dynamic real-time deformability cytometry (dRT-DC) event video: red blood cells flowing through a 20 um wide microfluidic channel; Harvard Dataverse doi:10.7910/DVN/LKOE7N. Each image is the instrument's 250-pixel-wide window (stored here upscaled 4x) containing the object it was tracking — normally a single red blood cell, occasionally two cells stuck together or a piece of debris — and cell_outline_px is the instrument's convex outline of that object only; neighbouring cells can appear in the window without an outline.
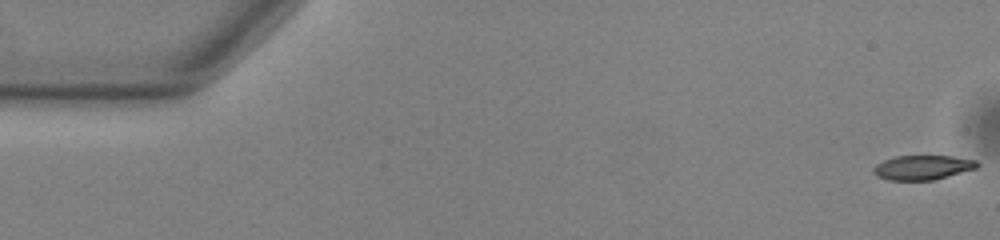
{"species": "common noctule bat (a hibernating species)", "species_latin": "Nyctalus noctula", "temperature_condition": "warm", "stored_images_in_passage": 54, "camera_frame_rate_fps": 3000, "um_per_image_px": 0.085, "animal": {"sex": "male", "body_mass_g": 13.0, "forearm_length_mm": 53.1}, "frame": {"image": 1, "passage_image": 1, "time_ms": 0.0, "image_size_px": [1000, 240], "cell_outline_px": [[980, 164], [976, 168], [948, 176], [932, 180], [888, 180], [876, 176], [872, 172], [872, 168], [876, 164], [884, 160], [896, 156], [952, 156], [976, 160]], "centroid_in_image_um": [78.39, 14.23], "position_along_channel_um": 6.6, "area_um2": 14.8}}
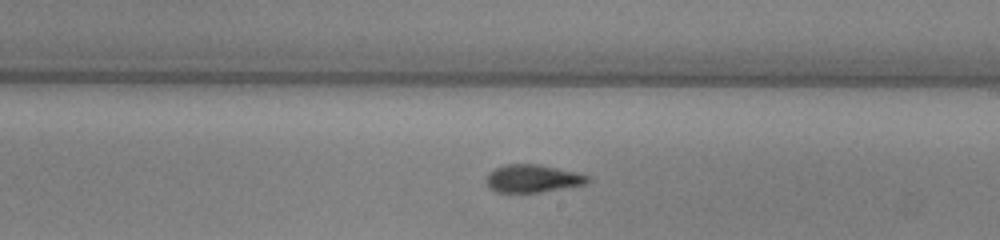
{"frame": {"image": 2, "passage_image": 31, "time_ms": 10.0, "image_size_px": [1000, 240], "cell_outline_px": [[592, 180], [588, 184], [540, 192], [496, 192], [488, 188], [484, 180], [488, 172], [496, 168], [508, 164], [536, 164], [576, 172], [588, 176]], "centroid_in_image_um": [45.26, 15.18], "position_along_channel_um": 243.7, "area_um2": 16.53}}
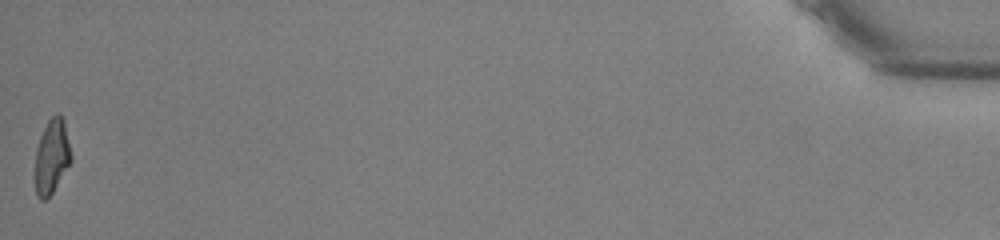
{"frame": {"image": 3, "passage_image": 54, "time_ms": 17.667, "image_size_px": [1000, 240], "cell_outline_px": [[72, 160], [52, 192], [44, 200], [40, 200], [36, 196], [32, 176], [36, 148], [40, 136], [48, 120], [56, 112], [60, 112], [64, 120], [72, 156]], "centroid_in_image_um": [4.35, 13.32], "position_along_channel_um": 430.8, "area_um2": 16.18}, "authors_computed_cell_mechanics": {"area_um2": 16.2996, "velocity_mm_per_s": 3.8138, "shape_relaxation_time_tau1_ms": 6.1215, "shape_relaxation_time_tau2_ms": 4.7581, "deformation_change_tau1": 0.1949, "deformation_change_tau2": 0.1055}}